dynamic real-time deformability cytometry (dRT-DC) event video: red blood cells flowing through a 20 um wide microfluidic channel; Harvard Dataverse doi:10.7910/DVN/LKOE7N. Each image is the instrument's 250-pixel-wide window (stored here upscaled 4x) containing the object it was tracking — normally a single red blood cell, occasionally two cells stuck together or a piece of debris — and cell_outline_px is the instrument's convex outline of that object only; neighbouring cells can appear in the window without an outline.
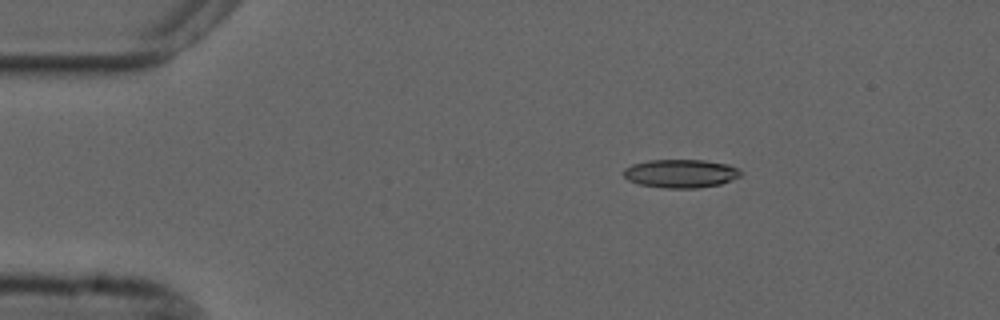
{"species": "common noctule bat (a hibernating species)", "species_latin": "Nyctalus noctula", "temperature_condition": "cold", "stored_images_in_passage": 22, "camera_frame_rate_fps": 3000, "um_per_image_px": 0.085, "animal": {"sex": "male", "forearm_length_mm": 52.5}, "frame": {"image": 1, "passage_image": 1, "time_ms": 0.0, "image_size_px": [1000, 320], "cell_outline_px": [[744, 172], [740, 176], [720, 184], [696, 188], [664, 188], [640, 184], [628, 180], [624, 176], [624, 168], [632, 164], [648, 160], [704, 160], [728, 164]], "centroid_in_image_um": [57.86, 14.74], "position_along_channel_um": 27.1, "area_um2": 19.36}}
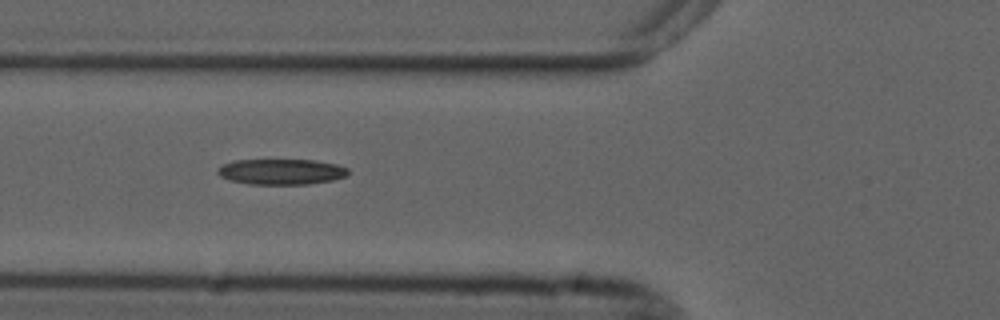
{"frame": {"image": 2, "passage_image": 12, "time_ms": 3.667, "image_size_px": [1000, 320], "cell_outline_px": [[348, 176], [332, 180], [308, 184], [248, 184], [228, 180], [220, 176], [216, 172], [216, 168], [224, 164], [236, 160], [312, 160], [336, 164], [348, 168]], "centroid_in_image_um": [23.89, 14.6], "position_along_channel_um": 101.9, "area_um2": 19.54}}
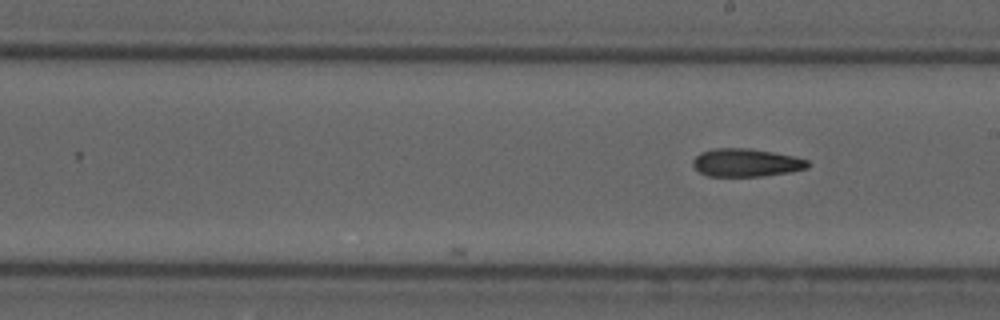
{"frame": {"image": 3, "passage_image": 22, "time_ms": 7.0, "image_size_px": [1000, 320], "cell_outline_px": [[812, 164], [808, 168], [792, 172], [764, 176], [708, 176], [700, 172], [692, 164], [692, 160], [700, 152], [712, 148], [748, 148], [796, 156], [808, 160]], "centroid_in_image_um": [63.46, 13.82], "position_along_channel_um": 225.5, "area_um2": 19.02}}